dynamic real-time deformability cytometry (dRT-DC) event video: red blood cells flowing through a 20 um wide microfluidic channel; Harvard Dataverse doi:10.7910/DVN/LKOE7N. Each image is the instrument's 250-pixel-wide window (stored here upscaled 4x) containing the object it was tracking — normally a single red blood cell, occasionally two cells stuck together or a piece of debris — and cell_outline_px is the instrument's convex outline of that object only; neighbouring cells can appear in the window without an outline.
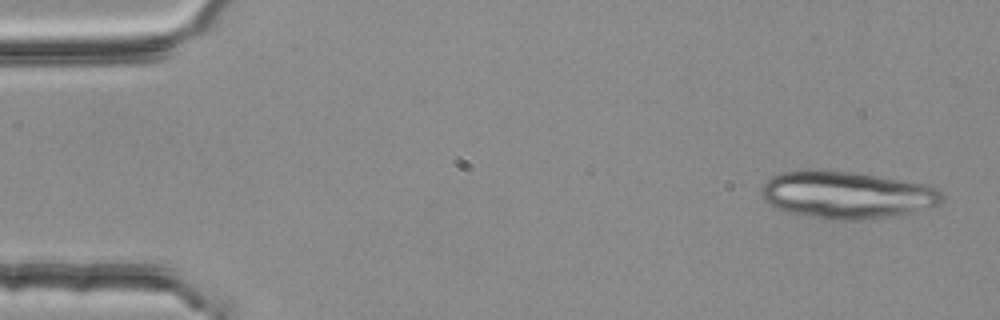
{"species": "common noctule bat (a hibernating species)", "species_latin": "Nyctalus noctula", "temperature_condition": "room temperature", "stored_images_in_passage": 4, "camera_frame_rate_fps": 3000, "um_per_image_px": 0.085, "animal": {"sex": "female", "body_mass_g": 25.1}, "frame": {"image": 1, "passage_image": 1, "time_ms": 0.0, "image_size_px": [1000, 320], "cell_outline_px": [[944, 200], [940, 204], [912, 212], [888, 216], [860, 220], [832, 220], [784, 212], [776, 208], [764, 200], [760, 192], [760, 188], [772, 176], [780, 172], [808, 168], [824, 168], [856, 172], [932, 184], [944, 196]], "centroid_in_image_um": [71.95, 16.53], "position_along_channel_um": 13.0, "area_um2": 50.86}}